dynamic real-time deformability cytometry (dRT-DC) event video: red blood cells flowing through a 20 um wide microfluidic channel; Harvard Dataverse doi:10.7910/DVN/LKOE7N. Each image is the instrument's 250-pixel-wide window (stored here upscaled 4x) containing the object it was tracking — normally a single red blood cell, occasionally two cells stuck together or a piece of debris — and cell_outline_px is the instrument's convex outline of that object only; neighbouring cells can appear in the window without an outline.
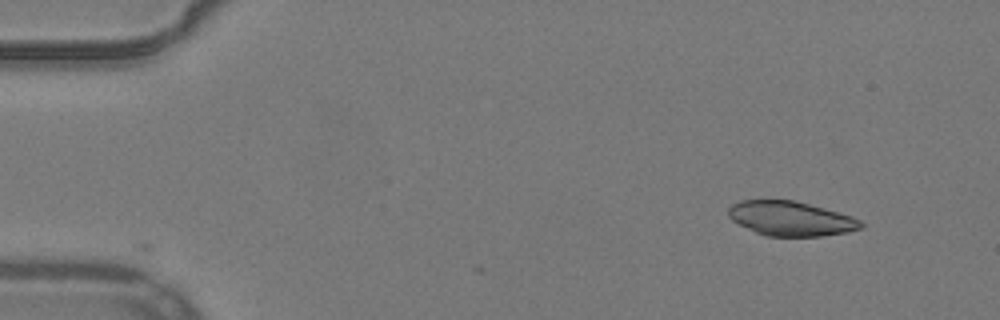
{"species": "common noctule bat (a hibernating species)", "species_latin": "Nyctalus noctula", "temperature_condition": "warm", "stored_images_in_passage": 2, "camera_frame_rate_fps": 3000, "um_per_image_px": 0.085, "animal": {"sex": "male", "body_mass_g": 19.2, "forearm_length_mm": 51.8}, "frame": {"image": 1, "passage_image": 1, "time_ms": 0.0, "image_size_px": [1000, 320], "cell_outline_px": [[864, 228], [848, 232], [820, 236], [764, 236], [732, 220], [728, 216], [728, 208], [732, 204], [740, 200], [796, 200], [852, 216], [860, 220], [864, 224]], "centroid_in_image_um": [67.24, 18.57], "position_along_channel_um": 17.8, "area_um2": 26.7}}